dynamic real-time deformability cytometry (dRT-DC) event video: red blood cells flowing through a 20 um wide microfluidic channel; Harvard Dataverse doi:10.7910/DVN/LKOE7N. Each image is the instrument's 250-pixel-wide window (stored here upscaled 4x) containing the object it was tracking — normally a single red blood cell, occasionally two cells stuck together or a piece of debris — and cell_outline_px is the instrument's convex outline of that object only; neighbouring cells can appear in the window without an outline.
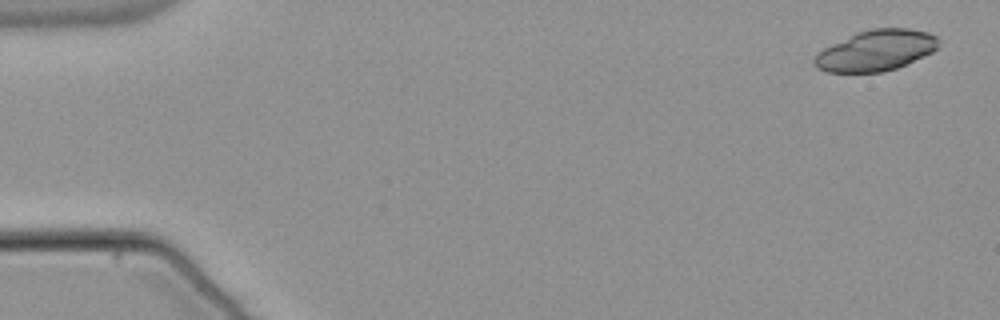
{"species": "common noctule bat (a hibernating species)", "species_latin": "Nyctalus noctula", "temperature_condition": "warm", "stored_images_in_passage": 53, "camera_frame_rate_fps": 3000, "um_per_image_px": 0.085, "animal": {"sex": "male", "body_mass_g": 21.5, "forearm_length_mm": 52.0}, "frame": {"image": 1, "passage_image": 2, "time_ms": 0.333, "image_size_px": [1000, 320], "cell_outline_px": [[940, 40], [936, 48], [932, 52], [924, 56], [896, 68], [884, 72], [828, 72], [816, 68], [812, 64], [812, 60], [816, 52], [856, 32], [872, 28], [908, 28], [928, 32], [936, 36]], "centroid_in_image_um": [74.42, 4.29], "position_along_channel_um": 10.6, "area_um2": 29.65}}
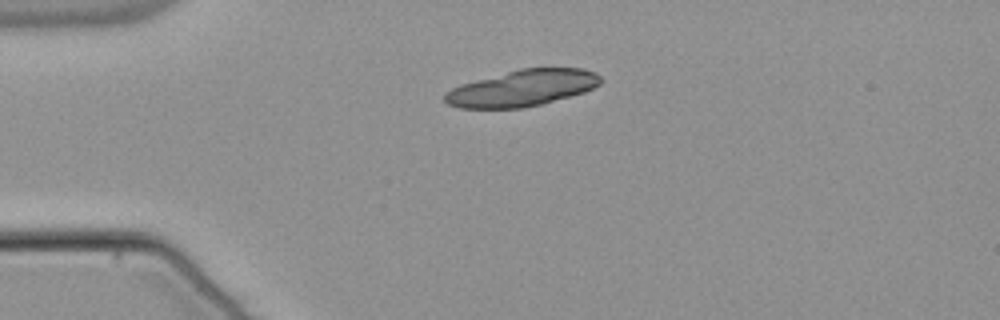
{"frame": {"image": 2, "passage_image": 13, "time_ms": 4.0, "image_size_px": [1000, 320], "cell_outline_px": [[604, 80], [600, 84], [584, 92], [540, 104], [524, 108], [460, 108], [448, 104], [444, 100], [444, 92], [460, 84], [520, 68], [584, 68], [596, 72]], "centroid_in_image_um": [44.4, 7.48], "position_along_channel_um": 40.6, "area_um2": 33.0}}